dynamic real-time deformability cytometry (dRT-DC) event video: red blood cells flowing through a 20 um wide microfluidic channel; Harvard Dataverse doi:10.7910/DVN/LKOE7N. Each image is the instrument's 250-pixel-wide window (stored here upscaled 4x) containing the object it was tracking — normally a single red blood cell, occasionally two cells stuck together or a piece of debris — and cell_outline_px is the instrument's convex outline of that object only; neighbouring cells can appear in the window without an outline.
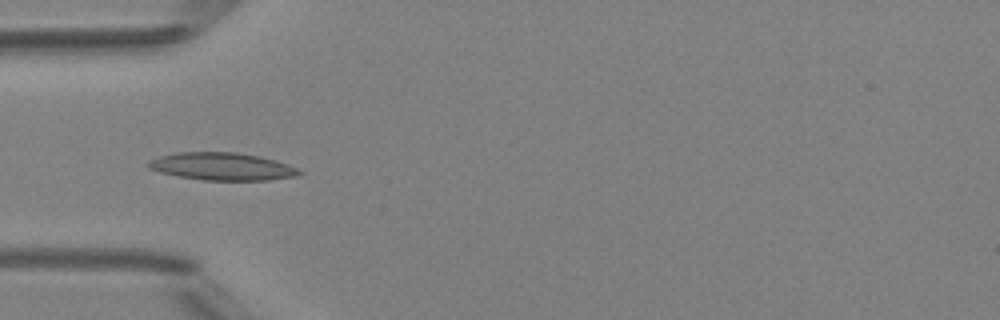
{"species": "Egyptian fruit bat (a non-hibernating species)", "species_latin": "Rousettus aegyptiacus", "temperature_condition": "room temperature", "stored_images_in_passage": 5, "camera_frame_rate_fps": 3000, "um_per_image_px": 0.085, "animal": {"sex": "female"}, "frame": {"image": 1, "passage_image": 4, "time_ms": 3.333, "image_size_px": [1000, 320], "cell_outline_px": [[304, 172], [296, 176], [268, 180], [204, 180], [180, 176], [160, 172], [148, 168], [144, 164], [148, 160], [160, 156], [176, 152], [236, 152], [260, 156], [276, 160], [288, 164]], "centroid_in_image_um": [18.86, 14.14], "position_along_channel_um": 66.1, "area_um2": 24.33}}
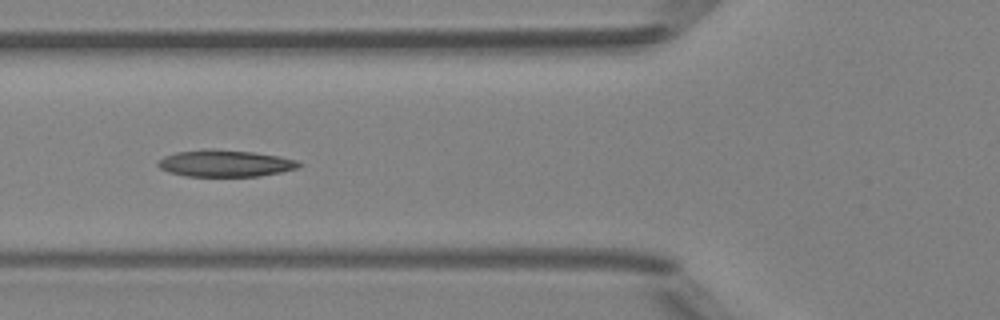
{"frame": {"image": 2, "passage_image": 5, "time_ms": 4.333, "image_size_px": [1000, 320], "cell_outline_px": [[304, 164], [296, 168], [280, 172], [260, 176], [184, 176], [168, 172], [160, 168], [156, 164], [164, 156], [176, 152], [212, 148], [252, 152], [280, 156], [296, 160]], "centroid_in_image_um": [19.13, 13.88], "position_along_channel_um": 106.7, "area_um2": 22.02}}